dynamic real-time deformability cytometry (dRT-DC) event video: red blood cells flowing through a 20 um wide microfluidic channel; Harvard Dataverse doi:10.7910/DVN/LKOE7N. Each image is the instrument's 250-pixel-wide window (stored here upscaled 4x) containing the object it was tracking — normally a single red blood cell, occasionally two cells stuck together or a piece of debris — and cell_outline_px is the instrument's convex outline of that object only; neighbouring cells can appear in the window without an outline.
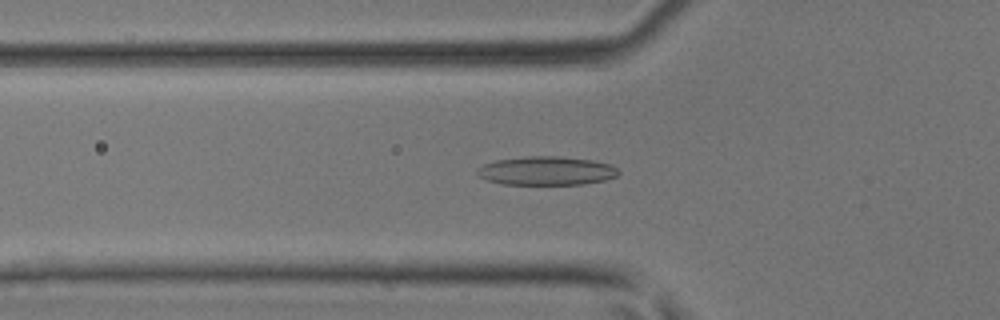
{"species": "common noctule bat (a hibernating species)", "species_latin": "Nyctalus noctula", "temperature_condition": "room temperature", "stored_images_in_passage": 48, "camera_frame_rate_fps": 3000, "um_per_image_px": 0.085, "animal": {"sex": "male", "body_mass_g": 17.9, "forearm_length_mm": 54.2}, "frame": {"image": 1, "passage_image": 17, "time_ms": 5.333, "image_size_px": [1000, 320], "cell_outline_px": [[620, 172], [616, 176], [604, 180], [580, 184], [504, 184], [484, 180], [476, 176], [476, 168], [484, 164], [496, 160], [524, 156], [560, 156], [592, 160], [612, 164]], "centroid_in_image_um": [46.39, 14.51], "position_along_channel_um": 79.4, "area_um2": 23.81}}
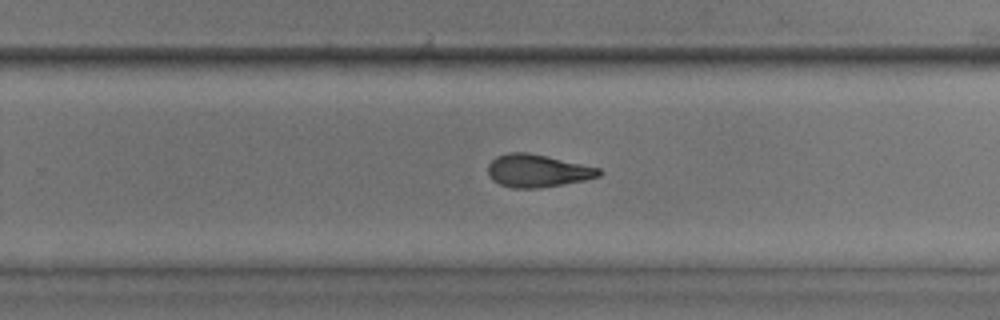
{"frame": {"image": 2, "passage_image": 31, "time_ms": 10.0, "image_size_px": [1000, 320], "cell_outline_px": [[604, 172], [600, 176], [584, 180], [536, 188], [512, 188], [500, 184], [492, 180], [488, 172], [488, 164], [496, 156], [508, 152], [528, 152], [600, 168]], "centroid_in_image_um": [45.67, 14.51], "position_along_channel_um": 284.1, "area_um2": 21.04}}
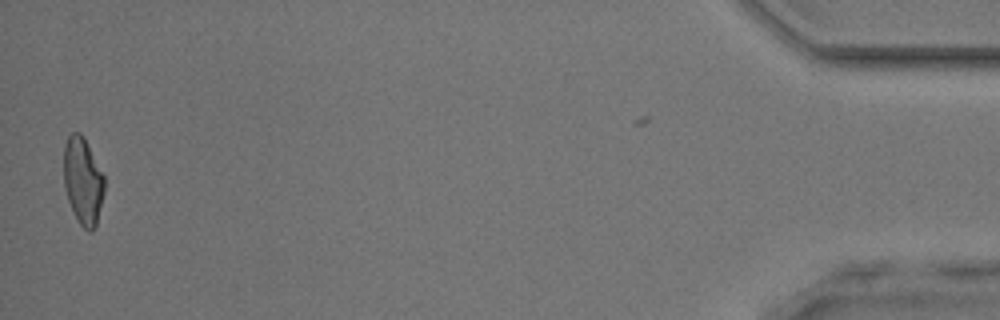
{"frame": {"image": 3, "passage_image": 47, "time_ms": 15.333, "image_size_px": [1000, 320], "cell_outline_px": [[104, 192], [96, 224], [92, 232], [88, 232], [80, 224], [68, 200], [64, 188], [64, 144], [68, 136], [72, 132], [80, 132], [84, 136], [104, 176]], "centroid_in_image_um": [7.04, 15.35], "position_along_channel_um": 428.2, "area_um2": 20.52}}